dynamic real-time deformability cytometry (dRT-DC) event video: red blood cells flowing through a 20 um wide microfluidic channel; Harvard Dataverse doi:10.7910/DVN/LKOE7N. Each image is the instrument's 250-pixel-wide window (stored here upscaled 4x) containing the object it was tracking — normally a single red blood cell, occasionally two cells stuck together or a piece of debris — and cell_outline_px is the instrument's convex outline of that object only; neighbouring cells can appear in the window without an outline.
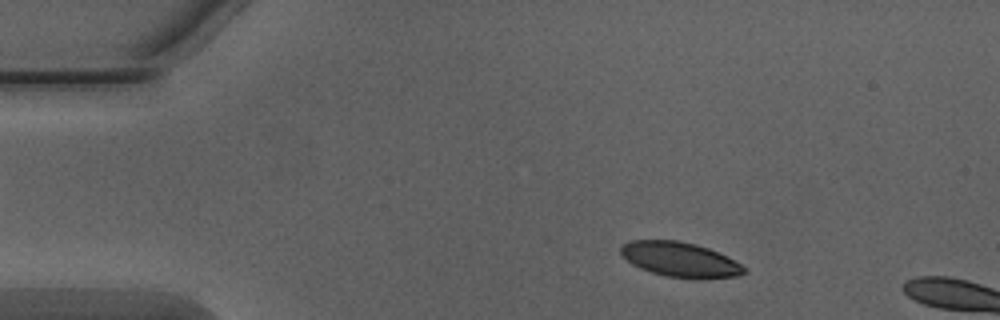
{"species": "Egyptian fruit bat (a non-hibernating species)", "species_latin": "Rousettus aegyptiacus", "temperature_condition": "warm", "stored_images_in_passage": 46, "camera_frame_rate_fps": 3000, "um_per_image_px": 0.085, "animal": {"sex": "male"}, "frame": {"image": 1, "passage_image": 6, "time_ms": 1.667, "image_size_px": [1000, 320], "cell_outline_px": [[748, 272], [736, 276], [668, 276], [652, 272], [640, 268], [632, 264], [620, 252], [620, 244], [632, 240], [676, 240], [696, 244], [708, 248], [740, 264]], "centroid_in_image_um": [57.71, 22.0], "position_along_channel_um": 27.3, "area_um2": 23.93}}
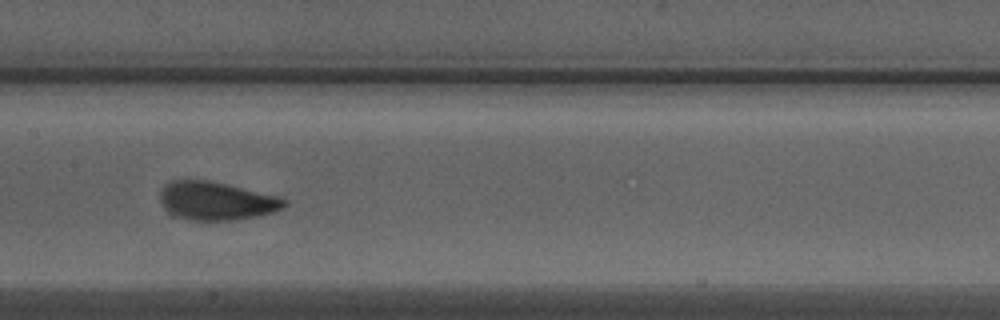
{"frame": {"image": 2, "passage_image": 23, "time_ms": 7.333, "image_size_px": [1000, 320], "cell_outline_px": [[288, 204], [284, 208], [260, 216], [232, 220], [188, 220], [168, 212], [164, 208], [160, 200], [160, 188], [164, 184], [172, 180], [212, 180], [280, 196], [288, 200]], "centroid_in_image_um": [18.42, 17.06], "position_along_channel_um": 189.0, "area_um2": 28.21}}
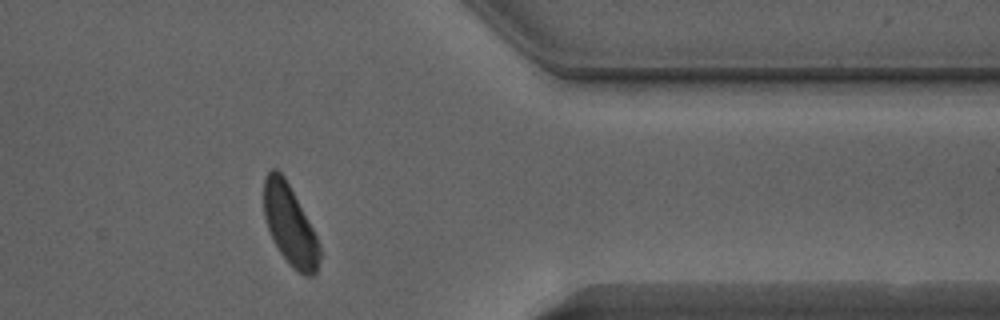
{"frame": {"image": 3, "passage_image": 39, "time_ms": 12.667, "image_size_px": [1000, 320], "cell_outline_px": [[320, 256], [316, 272], [312, 276], [304, 276], [292, 268], [288, 264], [272, 240], [264, 216], [264, 176], [272, 168], [276, 168], [284, 176], [312, 228], [320, 244]], "centroid_in_image_um": [24.63, 19.15], "position_along_channel_um": 386.8, "area_um2": 25.84}, "authors_computed_cell_mechanics": {"area_um2": 27.2238, "velocity_mm_per_s": 4.0237, "shape_relaxation_time_tau1_ms": 1.9501, "shape_relaxation_time_tau2_ms": 0.7588, "deformation_change_tau1": 0.1123, "deformation_change_tau2": 0.0553}}